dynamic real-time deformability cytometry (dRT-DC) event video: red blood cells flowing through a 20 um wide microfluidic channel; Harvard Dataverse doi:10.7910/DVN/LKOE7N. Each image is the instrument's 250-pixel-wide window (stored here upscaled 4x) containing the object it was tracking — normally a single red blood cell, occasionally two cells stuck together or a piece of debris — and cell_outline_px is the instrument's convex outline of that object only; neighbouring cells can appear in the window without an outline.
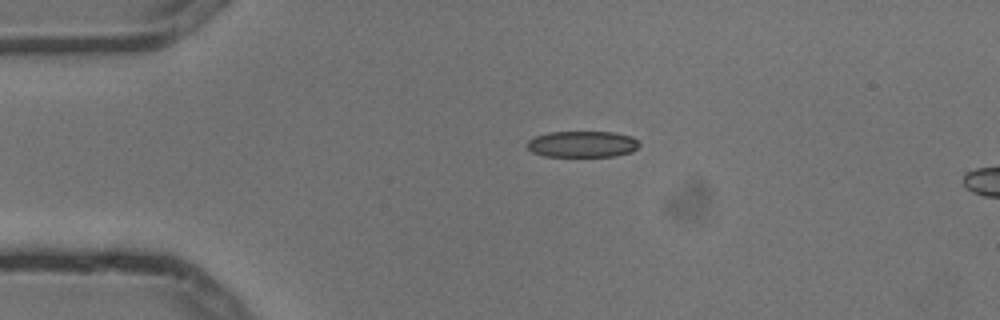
{"species": "common noctule bat (a hibernating species)", "species_latin": "Nyctalus noctula", "temperature_condition": "cold", "stored_images_in_passage": 4, "camera_frame_rate_fps": 3000, "um_per_image_px": 0.085, "animal": {"sex": "male", "body_mass_g": 13.3}, "frame": {"image": 1, "passage_image": 3, "time_ms": 0.667, "image_size_px": [1000, 320], "cell_outline_px": [[640, 144], [632, 152], [616, 156], [544, 156], [532, 152], [524, 144], [528, 140], [536, 136], [548, 132], [612, 132], [632, 136]], "centroid_in_image_um": [49.47, 12.25], "position_along_channel_um": 35.5, "area_um2": 17.22}}